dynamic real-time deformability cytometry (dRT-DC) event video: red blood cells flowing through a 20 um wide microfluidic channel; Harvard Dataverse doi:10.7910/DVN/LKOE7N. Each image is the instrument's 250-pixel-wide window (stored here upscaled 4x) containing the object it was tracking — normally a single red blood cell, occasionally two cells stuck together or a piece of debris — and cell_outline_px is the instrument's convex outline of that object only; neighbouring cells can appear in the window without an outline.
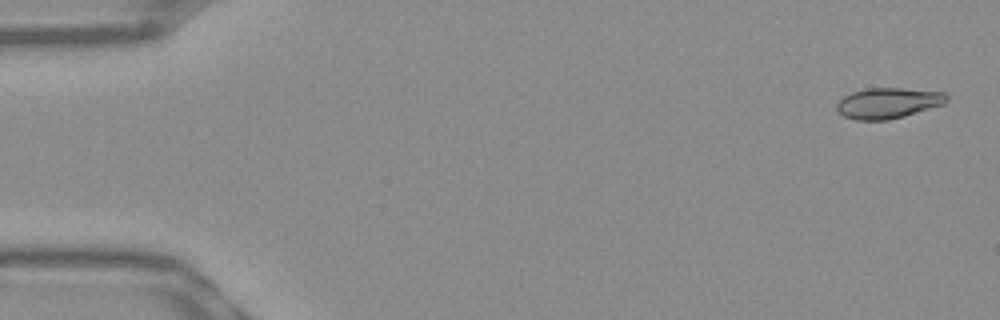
{"species": "Egyptian fruit bat (a non-hibernating species)", "species_latin": "Rousettus aegyptiacus", "temperature_condition": "warm", "stored_images_in_passage": 50, "camera_frame_rate_fps": 3000, "um_per_image_px": 0.085, "frame": {"image": 1, "passage_image": 2, "time_ms": 0.333, "image_size_px": [1000, 320], "cell_outline_px": [[948, 100], [944, 104], [904, 116], [888, 120], [856, 120], [844, 116], [836, 108], [836, 104], [844, 96], [852, 92], [864, 88], [900, 88], [944, 92], [948, 96]], "centroid_in_image_um": [75.49, 8.75], "position_along_channel_um": 9.5, "area_um2": 19.59}}
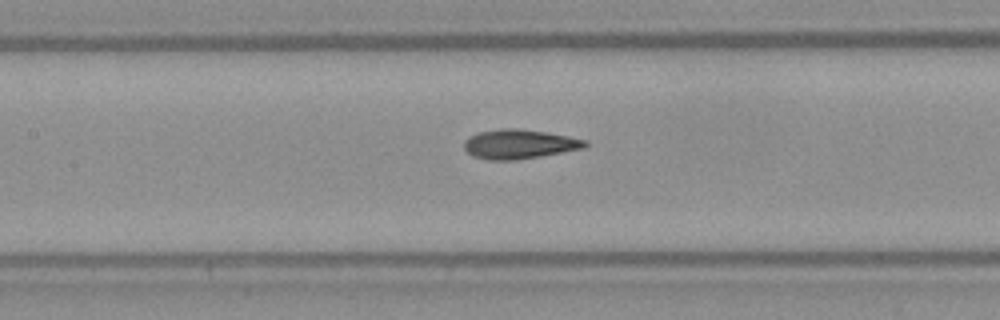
{"frame": {"image": 2, "passage_image": 24, "time_ms": 7.667, "image_size_px": [1000, 320], "cell_outline_px": [[588, 144], [584, 148], [540, 156], [516, 160], [488, 160], [472, 156], [464, 148], [464, 140], [468, 136], [480, 132], [500, 128], [520, 128], [548, 132], [588, 140]], "centroid_in_image_um": [44.13, 12.24], "position_along_channel_um": 163.3, "area_um2": 20.87}}
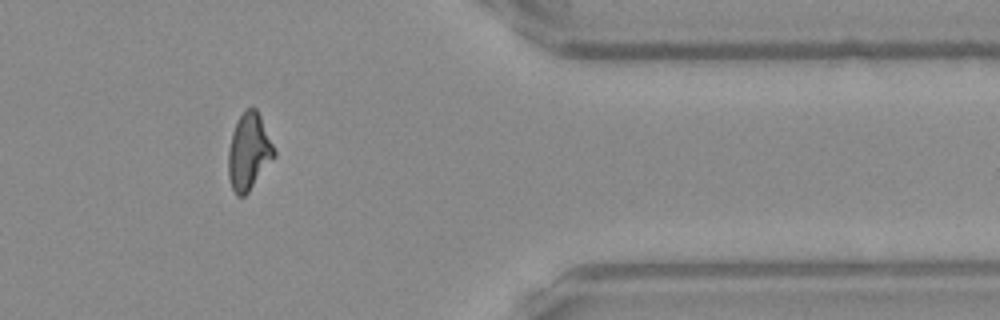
{"frame": {"image": 3, "passage_image": 43, "time_ms": 14.0, "image_size_px": [1000, 320], "cell_outline_px": [[276, 156], [248, 192], [244, 196], [236, 196], [232, 188], [228, 176], [228, 152], [232, 132], [236, 120], [248, 108], [256, 108], [260, 116], [276, 152]], "centroid_in_image_um": [21.14, 12.91], "position_along_channel_um": 390.3, "area_um2": 20.35}}